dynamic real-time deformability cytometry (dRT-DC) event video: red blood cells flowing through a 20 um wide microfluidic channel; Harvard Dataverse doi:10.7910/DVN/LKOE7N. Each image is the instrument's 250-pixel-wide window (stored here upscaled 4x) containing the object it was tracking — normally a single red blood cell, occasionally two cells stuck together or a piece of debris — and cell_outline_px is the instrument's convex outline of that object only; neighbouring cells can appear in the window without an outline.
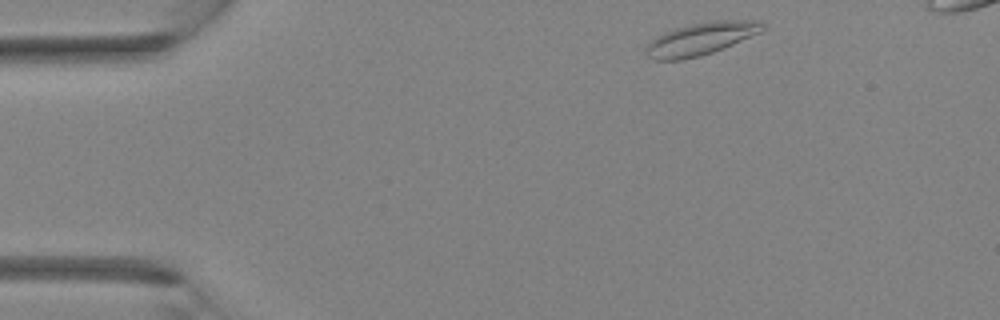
{"species": "Egyptian fruit bat (a non-hibernating species)", "species_latin": "Rousettus aegyptiacus", "temperature_condition": "room temperature", "stored_images_in_passage": 32, "segment_of_instrument_passage": [1, 2], "camera_frame_rate_fps": 3000, "um_per_image_px": 0.085, "animal": {"sex": "female"}, "frame": {"image": 1, "passage_image": 1, "time_ms": 0.0, "image_size_px": [1000, 320], "cell_outline_px": [[764, 28], [760, 32], [724, 48], [700, 56], [680, 60], [652, 60], [644, 52], [644, 48], [656, 36], [664, 32], [676, 28], [692, 24], [716, 20], [756, 20], [764, 24]], "centroid_in_image_um": [59.53, 3.31], "position_along_channel_um": 25.5, "area_um2": 21.96}}
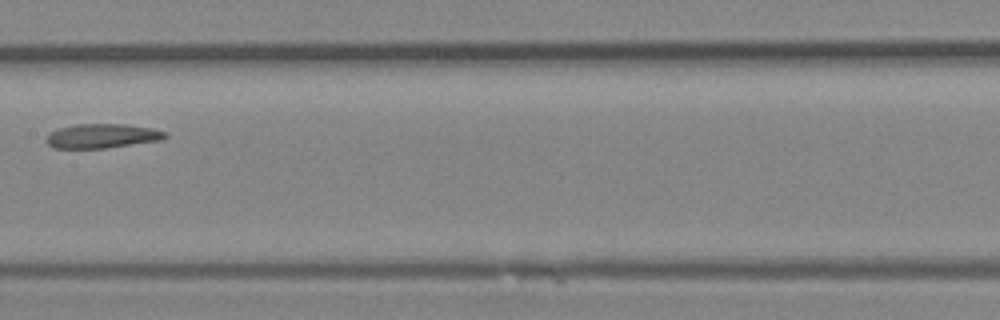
{"frame": {"image": 2, "passage_image": 15, "time_ms": 4.667, "image_size_px": [1000, 320], "cell_outline_px": [[168, 136], [164, 140], [104, 148], [52, 148], [44, 140], [48, 132], [60, 128], [76, 124], [124, 124], [152, 128], [168, 132]], "centroid_in_image_um": [8.69, 11.56], "position_along_channel_um": 198.7, "area_um2": 17.05}}
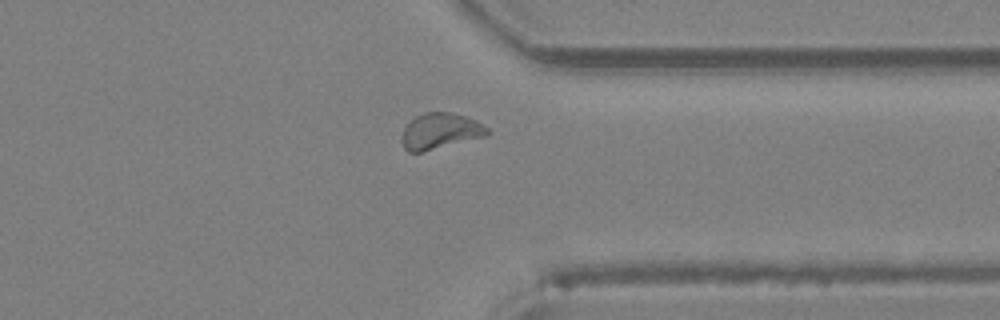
{"frame": {"image": 3, "passage_image": 25, "time_ms": 8.0, "image_size_px": [1000, 320], "cell_outline_px": [[492, 132], [488, 136], [420, 152], [408, 152], [404, 148], [400, 140], [400, 136], [404, 128], [416, 116], [424, 112], [448, 112], [464, 116], [476, 120], [488, 128]], "centroid_in_image_um": [37.43, 11.15], "position_along_channel_um": 374.0, "area_um2": 17.98}}